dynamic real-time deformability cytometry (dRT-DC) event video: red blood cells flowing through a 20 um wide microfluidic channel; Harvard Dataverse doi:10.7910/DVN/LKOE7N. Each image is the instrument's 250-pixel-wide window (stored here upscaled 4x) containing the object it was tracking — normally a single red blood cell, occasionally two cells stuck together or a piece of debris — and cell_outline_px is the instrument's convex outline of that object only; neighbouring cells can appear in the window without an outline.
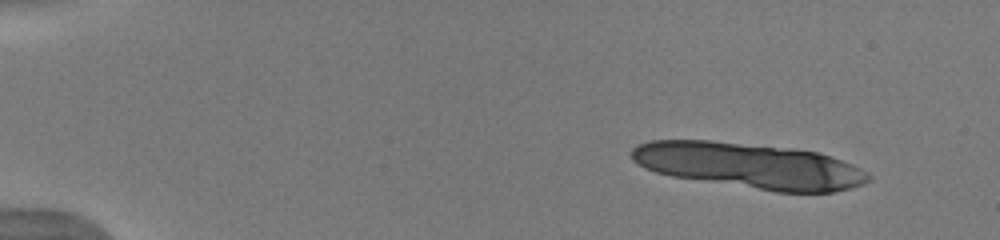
{"species": "human", "species_latin": "Homo sapiens", "temperature_condition": "warm", "stored_images_in_passage": 12, "camera_frame_rate_fps": 3000, "um_per_image_px": 0.085, "donor": {"sex": "male"}, "frame": {"image": 1, "passage_image": 1, "time_ms": 0.0, "image_size_px": [1000, 240], "cell_outline_px": [[872, 180], [848, 188], [832, 192], [776, 192], [672, 176], [656, 172], [644, 168], [632, 160], [632, 148], [636, 144], [652, 140], [712, 140], [788, 148], [816, 152], [852, 164], [860, 168], [872, 176]], "centroid_in_image_um": [63.66, 14.08], "position_along_channel_um": 21.3, "area_um2": 62.54}}